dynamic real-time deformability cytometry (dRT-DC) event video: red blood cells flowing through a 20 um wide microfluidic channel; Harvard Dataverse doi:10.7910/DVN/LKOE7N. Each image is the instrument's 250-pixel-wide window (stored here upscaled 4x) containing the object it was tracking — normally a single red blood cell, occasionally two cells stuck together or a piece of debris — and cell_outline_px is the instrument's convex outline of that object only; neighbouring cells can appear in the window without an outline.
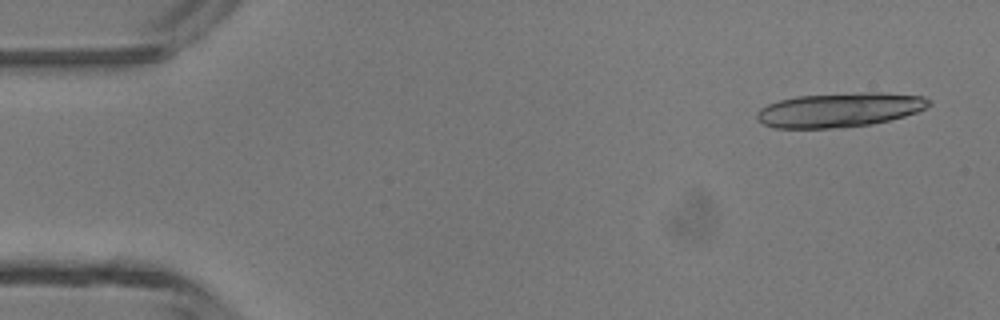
{"species": "common noctule bat (a hibernating species)", "species_latin": "Nyctalus noctula", "temperature_condition": "room temperature", "stored_images_in_passage": 16, "camera_frame_rate_fps": 3000, "um_per_image_px": 0.085, "animal": {"sex": "male", "body_mass_g": 13.3}, "frame": {"image": 1, "passage_image": 2, "time_ms": 0.333, "image_size_px": [1000, 320], "cell_outline_px": [[932, 104], [916, 112], [904, 116], [872, 124], [832, 128], [772, 128], [756, 120], [756, 112], [760, 108], [768, 104], [780, 100], [796, 96], [864, 92], [880, 92], [924, 96], [932, 100]], "centroid_in_image_um": [71.35, 9.33], "position_along_channel_um": 13.7, "area_um2": 34.51}}